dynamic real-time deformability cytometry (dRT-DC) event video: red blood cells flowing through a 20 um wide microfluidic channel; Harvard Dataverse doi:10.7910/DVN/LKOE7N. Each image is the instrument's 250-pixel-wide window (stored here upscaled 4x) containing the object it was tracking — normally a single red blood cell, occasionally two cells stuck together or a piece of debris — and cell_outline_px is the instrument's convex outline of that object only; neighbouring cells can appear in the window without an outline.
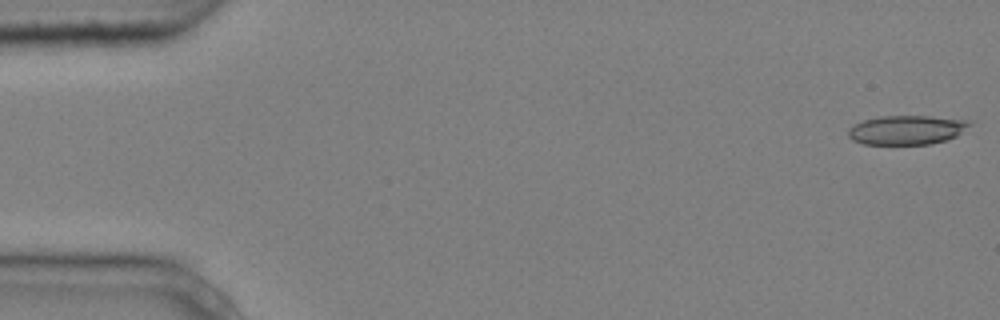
{"species": "common noctule bat (a hibernating species)", "species_latin": "Nyctalus noctula", "temperature_condition": "cold", "stored_images_in_passage": 5, "camera_frame_rate_fps": 3000, "um_per_image_px": 0.085, "animal": {"sex": "male", "body_mass_g": 20.4}, "frame": {"image": 1, "passage_image": 1, "time_ms": 0.0, "image_size_px": [1000, 320], "cell_outline_px": [[972, 124], [956, 136], [932, 144], [864, 144], [852, 140], [848, 136], [848, 128], [852, 124], [864, 120], [884, 116], [932, 116], [972, 120]], "centroid_in_image_um": [77.07, 11.04], "position_along_channel_um": 7.9, "area_um2": 20.75}}
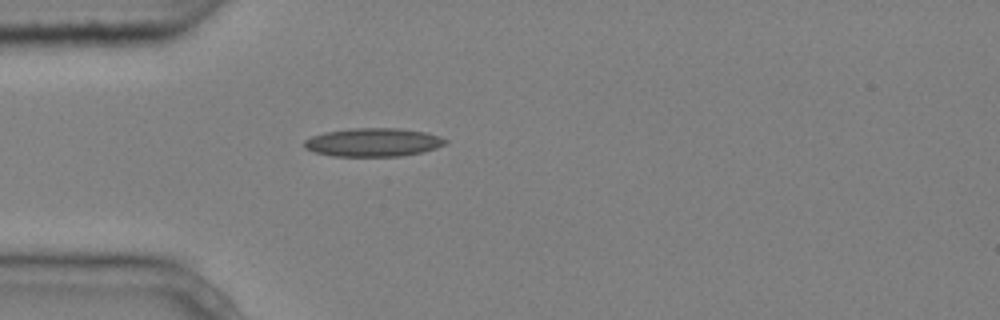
{"frame": {"image": 2, "passage_image": 5, "time_ms": 1.333, "image_size_px": [1000, 320], "cell_outline_px": [[448, 140], [444, 144], [436, 148], [420, 152], [400, 156], [332, 156], [316, 152], [304, 148], [304, 140], [312, 136], [324, 132], [352, 128], [396, 128], [428, 132], [440, 136]], "centroid_in_image_um": [31.71, 12.09], "position_along_channel_um": 53.3, "area_um2": 23.35}}